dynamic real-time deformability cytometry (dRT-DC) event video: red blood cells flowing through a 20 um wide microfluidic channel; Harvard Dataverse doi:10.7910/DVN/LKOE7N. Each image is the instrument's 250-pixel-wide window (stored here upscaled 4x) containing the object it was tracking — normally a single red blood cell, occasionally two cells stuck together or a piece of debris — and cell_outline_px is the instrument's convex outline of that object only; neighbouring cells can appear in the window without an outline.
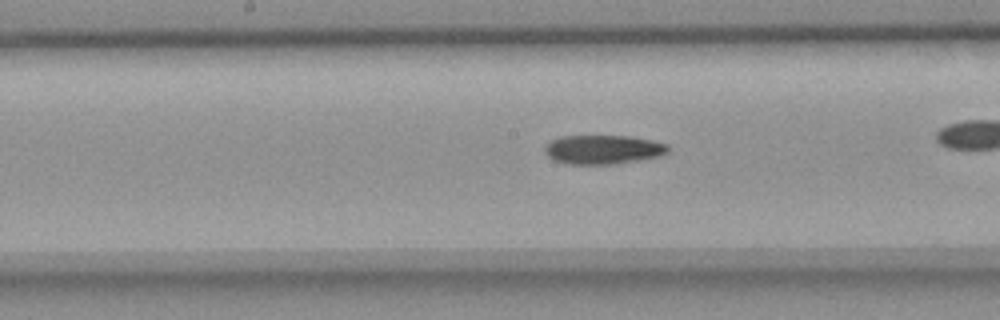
{"species": "common noctule bat (a hibernating species)", "species_latin": "Nyctalus noctula", "temperature_condition": "room temperature", "stored_images_in_passage": 32, "camera_frame_rate_fps": 3000, "um_per_image_px": 0.085, "animal": {"sex": "female", "body_mass_g": 18.4}, "frame": {"image": 1, "passage_image": 26, "time_ms": 8.333, "image_size_px": [1000, 320], "cell_outline_px": [[672, 148], [668, 152], [660, 156], [616, 164], [564, 164], [552, 160], [544, 152], [544, 148], [552, 140], [560, 136], [628, 136], [652, 140], [668, 144]], "centroid_in_image_um": [51.27, 12.72], "position_along_channel_um": 196.9, "area_um2": 21.1}}
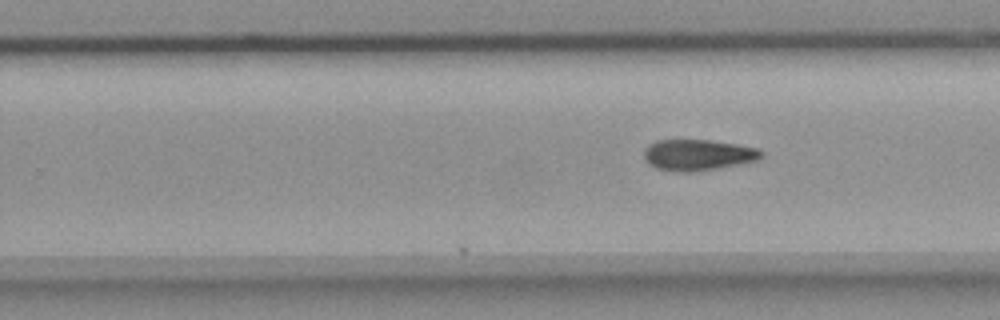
{"frame": {"image": 2, "passage_image": 32, "time_ms": 10.333, "image_size_px": [1000, 320], "cell_outline_px": [[764, 156], [756, 160], [716, 168], [692, 172], [676, 172], [656, 168], [648, 164], [644, 160], [644, 148], [648, 144], [656, 140], [708, 140], [736, 144], [760, 148], [764, 152]], "centroid_in_image_um": [59.29, 13.16], "position_along_channel_um": 270.5, "area_um2": 21.33}}